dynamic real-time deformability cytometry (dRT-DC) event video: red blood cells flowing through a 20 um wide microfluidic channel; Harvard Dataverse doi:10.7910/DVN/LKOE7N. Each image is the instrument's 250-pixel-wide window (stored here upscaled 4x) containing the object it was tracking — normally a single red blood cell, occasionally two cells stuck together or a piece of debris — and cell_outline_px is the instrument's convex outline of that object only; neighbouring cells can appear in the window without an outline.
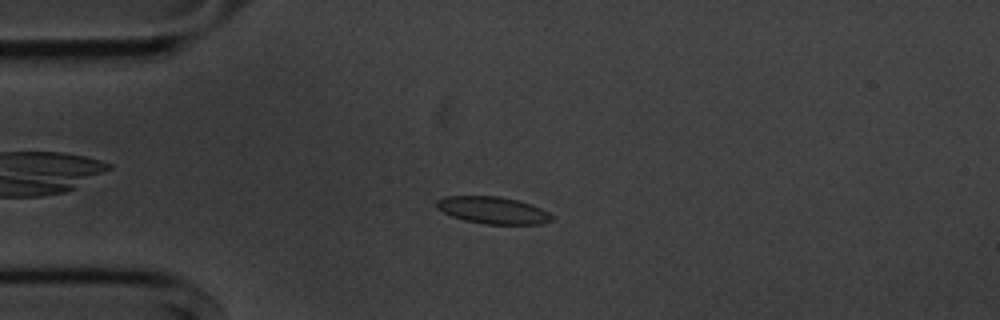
{"species": "common noctule bat (a hibernating species)", "species_latin": "Nyctalus noctula", "temperature_condition": "cold", "stored_images_in_passage": 10, "camera_frame_rate_fps": 3000, "um_per_image_px": 0.085, "animal": {"sex": "male", "body_mass_g": 20.1, "forearm_length_mm": 53.5}, "frame": {"image": 1, "passage_image": 3, "time_ms": 2.333, "image_size_px": [1000, 320], "cell_outline_px": [[552, 220], [540, 224], [484, 224], [464, 220], [452, 216], [436, 208], [436, 200], [444, 196], [500, 196], [532, 204], [548, 212], [552, 216]], "centroid_in_image_um": [41.87, 17.86], "position_along_channel_um": 43.1, "area_um2": 18.15}}
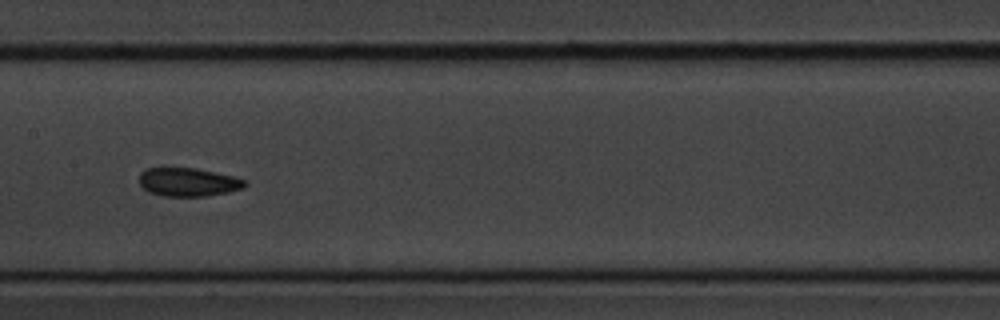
{"frame": {"image": 2, "passage_image": 7, "time_ms": 7.0, "image_size_px": [1000, 320], "cell_outline_px": [[248, 184], [244, 188], [228, 192], [204, 196], [164, 196], [148, 192], [140, 184], [140, 172], [148, 168], [164, 164], [196, 168], [232, 176], [248, 180]], "centroid_in_image_um": [15.96, 15.43], "position_along_channel_um": 191.4, "area_um2": 18.21}}
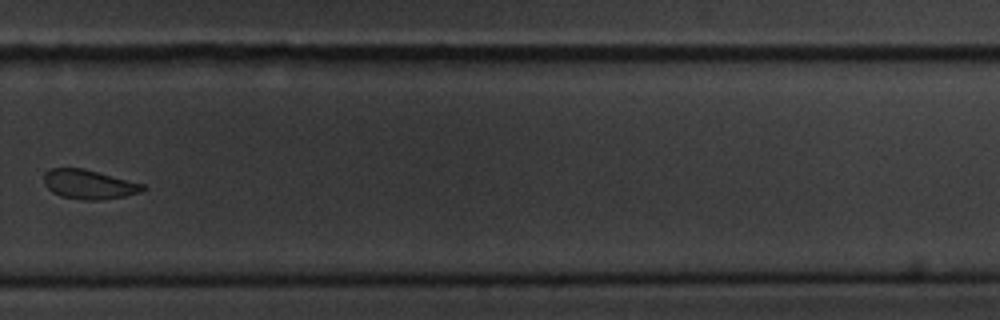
{"frame": {"image": 3, "passage_image": 10, "time_ms": 10.667, "image_size_px": [1000, 320], "cell_outline_px": [[148, 188], [140, 192], [124, 196], [100, 200], [84, 200], [60, 196], [52, 192], [44, 184], [44, 172], [52, 168], [84, 168], [144, 184]], "centroid_in_image_um": [7.56, 15.67], "position_along_channel_um": 322.2, "area_um2": 16.94}}